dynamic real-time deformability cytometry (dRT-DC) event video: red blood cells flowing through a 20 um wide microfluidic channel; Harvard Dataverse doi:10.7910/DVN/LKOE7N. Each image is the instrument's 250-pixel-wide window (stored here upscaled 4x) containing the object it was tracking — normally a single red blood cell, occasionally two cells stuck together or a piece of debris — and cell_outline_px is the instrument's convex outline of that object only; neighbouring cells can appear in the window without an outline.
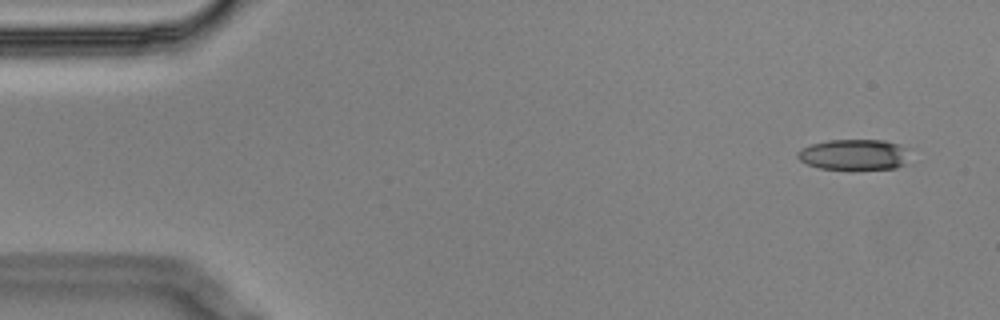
{"species": "Egyptian fruit bat (a non-hibernating species)", "species_latin": "Rousettus aegyptiacus", "temperature_condition": "cold", "stored_images_in_passage": 5, "camera_frame_rate_fps": 3000, "um_per_image_px": 0.085, "animal": {"sex": "male"}, "frame": {"image": 1, "passage_image": 1, "time_ms": 0.0, "image_size_px": [1000, 320], "cell_outline_px": [[912, 148], [908, 164], [896, 168], [820, 168], [808, 164], [800, 160], [796, 156], [796, 152], [800, 148], [812, 144], [828, 140], [884, 140], [900, 144]], "centroid_in_image_um": [72.7, 13.12], "position_along_channel_um": 12.3, "area_um2": 20.35}}
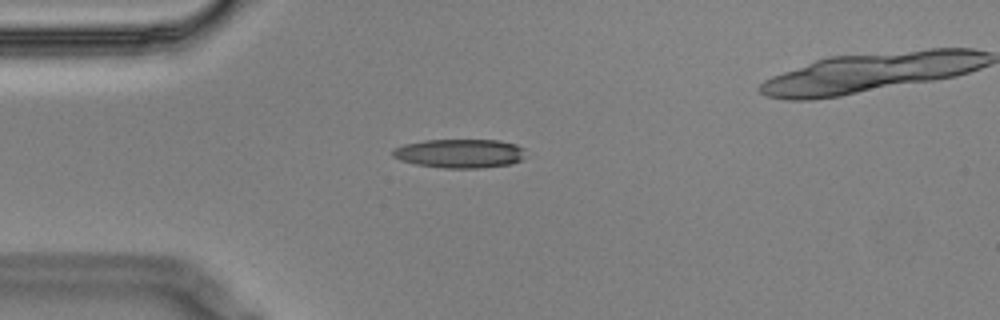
{"frame": {"image": 2, "passage_image": 4, "time_ms": 1.0, "image_size_px": [1000, 320], "cell_outline_px": [[524, 160], [512, 164], [480, 168], [444, 168], [416, 164], [400, 160], [392, 156], [392, 148], [404, 144], [424, 140], [500, 140], [516, 144], [524, 148]], "centroid_in_image_um": [39.1, 13.04], "position_along_channel_um": 45.9, "area_um2": 22.66}}